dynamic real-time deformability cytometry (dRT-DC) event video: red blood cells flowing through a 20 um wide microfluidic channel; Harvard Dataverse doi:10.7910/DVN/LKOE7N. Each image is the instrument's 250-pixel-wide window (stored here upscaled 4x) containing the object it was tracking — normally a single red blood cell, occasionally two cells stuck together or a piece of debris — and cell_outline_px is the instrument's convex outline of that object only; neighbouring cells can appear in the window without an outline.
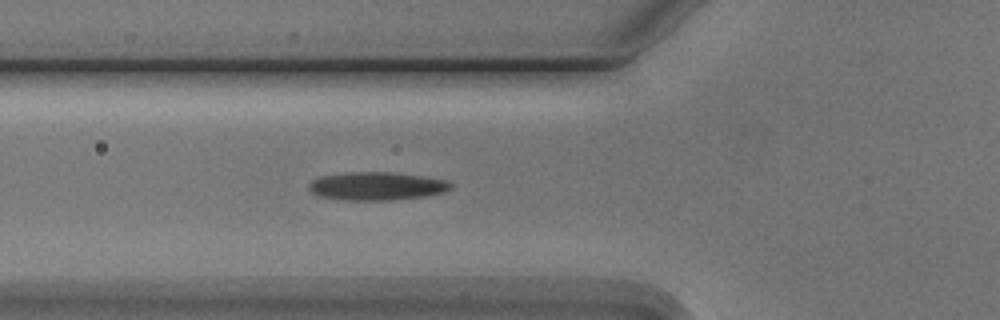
{"species": "Egyptian fruit bat (a non-hibernating species)", "species_latin": "Rousettus aegyptiacus", "temperature_condition": "cold", "stored_images_in_passage": 6, "camera_frame_rate_fps": 3000, "um_per_image_px": 0.085, "animal": {"sex": "male"}, "frame": {"image": 1, "passage_image": 6, "time_ms": 5.667, "image_size_px": [1000, 320], "cell_outline_px": [[452, 188], [444, 192], [428, 196], [392, 200], [344, 200], [316, 196], [308, 188], [308, 184], [312, 180], [320, 176], [348, 172], [392, 172], [424, 176], [448, 180], [452, 184]], "centroid_in_image_um": [32.03, 15.82], "position_along_channel_um": 93.8, "area_um2": 23.64}}